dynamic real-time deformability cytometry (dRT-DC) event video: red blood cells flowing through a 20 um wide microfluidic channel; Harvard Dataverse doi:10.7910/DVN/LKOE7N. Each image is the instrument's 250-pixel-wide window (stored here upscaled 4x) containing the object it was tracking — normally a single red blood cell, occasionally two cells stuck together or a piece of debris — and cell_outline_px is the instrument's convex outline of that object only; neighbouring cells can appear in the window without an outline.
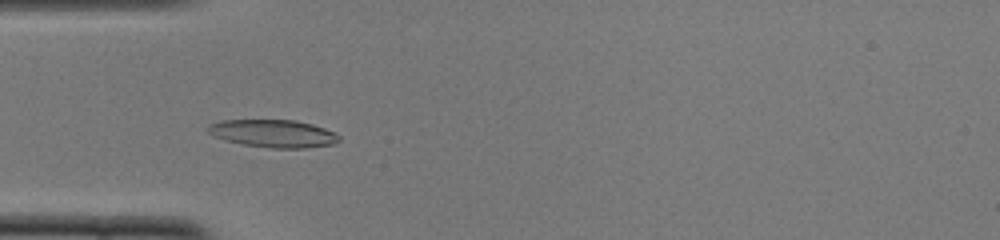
{"species": "common noctule bat (a hibernating species)", "species_latin": "Nyctalus noctula", "temperature_condition": "cold", "stored_images_in_passage": 50, "camera_frame_rate_fps": 3000, "um_per_image_px": 0.085, "animal": {"sex": "female", "body_mass_g": 22.0, "forearm_length_mm": 56.7}, "frame": {"image": 1, "passage_image": 14, "time_ms": 4.333, "image_size_px": [1000, 240], "cell_outline_px": [[340, 140], [336, 144], [304, 148], [272, 148], [244, 144], [224, 140], [212, 136], [208, 132], [208, 124], [220, 120], [296, 120], [312, 124], [336, 132], [340, 136]], "centroid_in_image_um": [23.25, 11.34], "position_along_channel_um": 61.8, "area_um2": 21.33}}
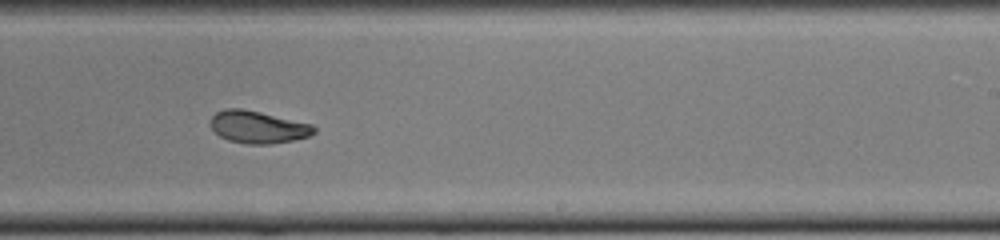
{"frame": {"image": 2, "passage_image": 30, "time_ms": 9.667, "image_size_px": [1000, 240], "cell_outline_px": [[316, 132], [308, 136], [292, 140], [272, 144], [244, 144], [228, 140], [220, 136], [208, 124], [208, 120], [216, 112], [224, 108], [240, 108], [260, 112], [312, 124], [316, 128]], "centroid_in_image_um": [21.88, 10.8], "position_along_channel_um": 267.1, "area_um2": 19.59}}
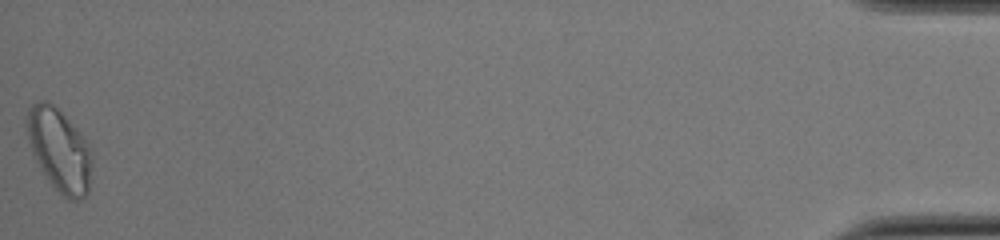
{"frame": {"image": 3, "passage_image": 50, "time_ms": 16.333, "image_size_px": [1000, 240], "cell_outline_px": [[92, 164], [88, 196], [80, 200], [68, 200], [44, 176], [32, 152], [28, 140], [24, 120], [28, 108], [32, 104], [40, 100], [48, 100], [80, 132], [88, 144]], "centroid_in_image_um": [5.02, 12.75], "position_along_channel_um": 430.2, "area_um2": 31.5}, "authors_computed_cell_mechanics": {"area_um2": 19.8832, "velocity_mm_per_s": 3.8737, "shape_relaxation_time_tau1_ms": 5.3151, "shape_relaxation_time_tau2_ms": 2.3977, "deformation_change_tau1": 0.1989, "deformation_change_tau2": 0.078}}